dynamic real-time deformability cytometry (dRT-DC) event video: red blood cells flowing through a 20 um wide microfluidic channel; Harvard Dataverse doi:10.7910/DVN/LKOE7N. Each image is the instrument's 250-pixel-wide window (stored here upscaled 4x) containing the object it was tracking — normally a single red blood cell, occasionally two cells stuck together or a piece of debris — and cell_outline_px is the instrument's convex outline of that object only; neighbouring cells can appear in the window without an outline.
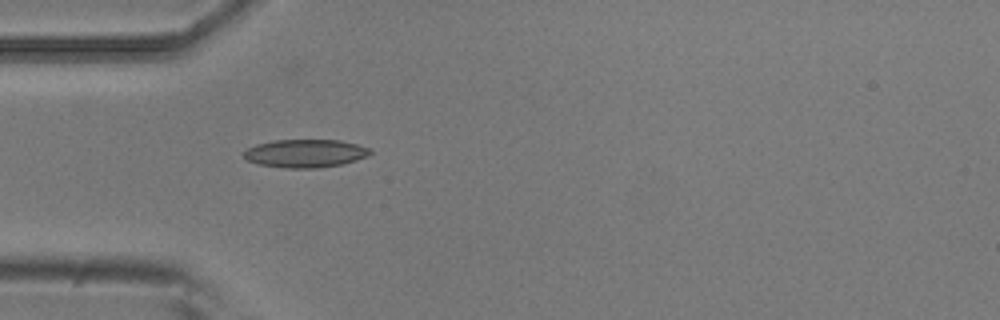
{"species": "common noctule bat (a hibernating species)", "species_latin": "Nyctalus noctula", "temperature_condition": "room temperature", "stored_images_in_passage": 5, "camera_frame_rate_fps": 3000, "um_per_image_px": 0.085, "animal": {"sex": "male", "body_mass_g": 20.5, "forearm_length_mm": 52.5}, "frame": {"image": 1, "passage_image": 5, "time_ms": 1.333, "image_size_px": [1000, 320], "cell_outline_px": [[372, 152], [368, 156], [356, 160], [340, 164], [320, 168], [284, 168], [260, 164], [248, 160], [244, 156], [244, 152], [248, 148], [256, 144], [272, 140], [340, 140], [372, 148]], "centroid_in_image_um": [25.98, 13.03], "position_along_channel_um": 59.0, "area_um2": 20.69}}